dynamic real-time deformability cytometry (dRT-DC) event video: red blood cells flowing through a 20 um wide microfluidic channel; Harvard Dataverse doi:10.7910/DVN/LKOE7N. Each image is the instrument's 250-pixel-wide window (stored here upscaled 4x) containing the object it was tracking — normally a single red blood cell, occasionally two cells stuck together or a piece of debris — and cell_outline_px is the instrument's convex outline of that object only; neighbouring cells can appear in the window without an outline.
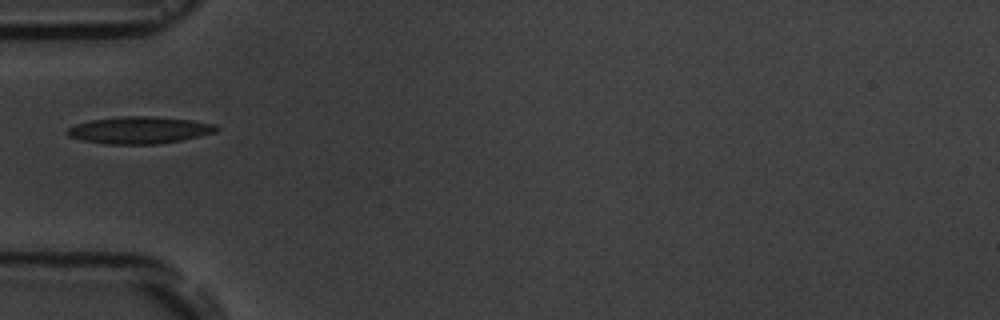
{"species": "common noctule bat (a hibernating species)", "species_latin": "Nyctalus noctula", "temperature_condition": "room temperature", "stored_images_in_passage": 6, "camera_frame_rate_fps": 3000, "um_per_image_px": 0.085, "animal": {"sex": "male", "body_mass_g": 19.5, "forearm_length_mm": 54.6}, "frame": {"image": 1, "passage_image": 1, "time_ms": 0.0, "image_size_px": [1000, 320], "cell_outline_px": [[220, 128], [216, 132], [200, 136], [180, 140], [156, 144], [104, 144], [84, 140], [68, 136], [64, 132], [68, 128], [76, 124], [92, 120], [120, 116], [156, 116], [192, 120], [216, 124]], "centroid_in_image_um": [11.87, 11.05], "position_along_channel_um": 73.1, "area_um2": 23.58}}
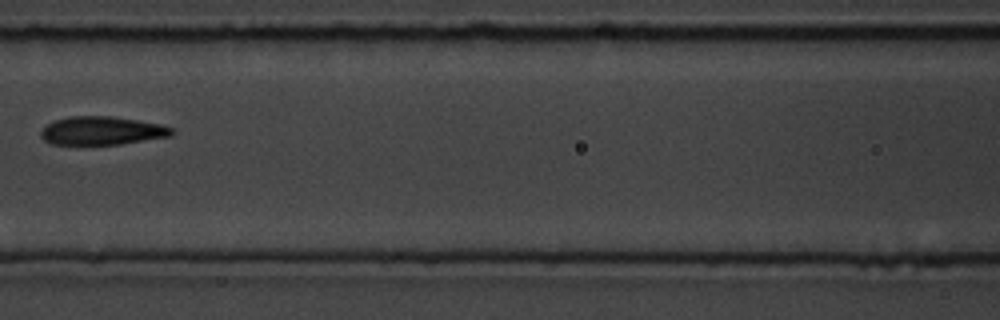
{"frame": {"image": 2, "passage_image": 3, "time_ms": 2.333, "image_size_px": [1000, 320], "cell_outline_px": [[176, 132], [172, 136], [120, 144], [52, 144], [44, 140], [40, 136], [40, 132], [48, 124], [56, 120], [72, 116], [112, 116], [160, 124], [176, 128]], "centroid_in_image_um": [8.73, 11.11], "position_along_channel_um": 157.9, "area_um2": 21.62}}
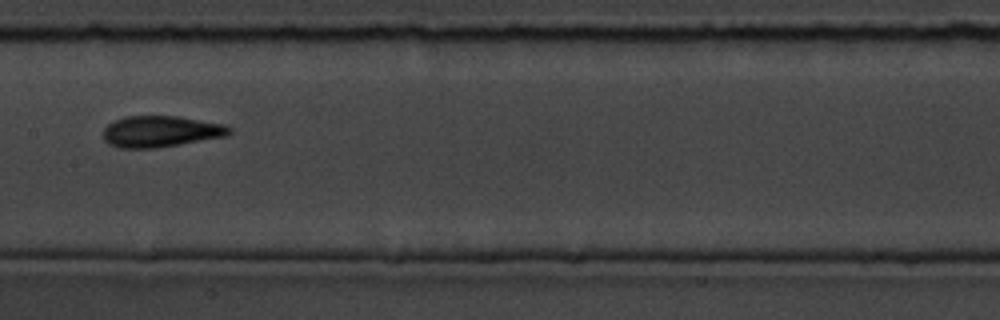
{"frame": {"image": 3, "passage_image": 4, "time_ms": 3.333, "image_size_px": [1000, 320], "cell_outline_px": [[232, 132], [224, 136], [156, 148], [120, 148], [108, 144], [104, 140], [104, 128], [108, 124], [124, 116], [176, 116], [224, 124], [232, 128]], "centroid_in_image_um": [13.63, 11.17], "position_along_channel_um": 193.8, "area_um2": 22.77}}